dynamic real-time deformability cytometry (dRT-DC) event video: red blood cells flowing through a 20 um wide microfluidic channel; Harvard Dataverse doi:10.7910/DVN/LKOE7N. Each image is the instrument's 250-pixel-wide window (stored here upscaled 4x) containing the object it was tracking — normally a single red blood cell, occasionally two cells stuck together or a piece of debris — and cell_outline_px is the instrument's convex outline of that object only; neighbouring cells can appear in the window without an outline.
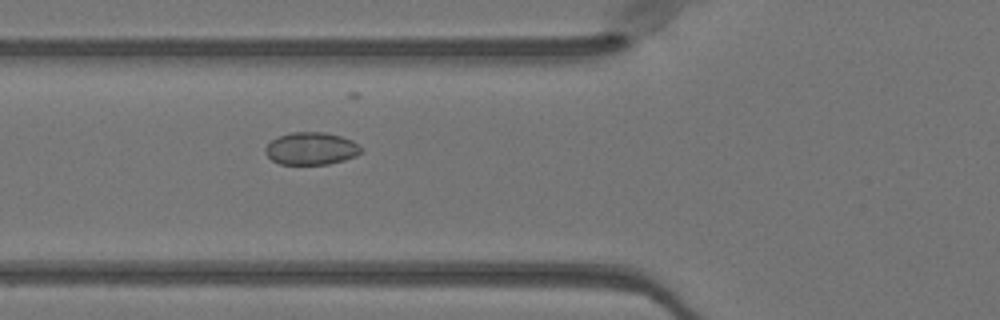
{"species": "Egyptian fruit bat (a non-hibernating species)", "species_latin": "Rousettus aegyptiacus", "temperature_condition": "warm", "stored_images_in_passage": 43, "camera_frame_rate_fps": 3000, "um_per_image_px": 0.085, "animal": {"sex": "female"}, "frame": {"image": 1, "passage_image": 12, "time_ms": 3.667, "image_size_px": [1000, 320], "cell_outline_px": [[364, 152], [356, 156], [344, 160], [328, 164], [280, 164], [272, 160], [264, 152], [264, 148], [272, 140], [280, 136], [292, 132], [324, 132], [340, 136], [352, 140]], "centroid_in_image_um": [26.45, 12.63], "position_along_channel_um": 99.3, "area_um2": 18.03}}
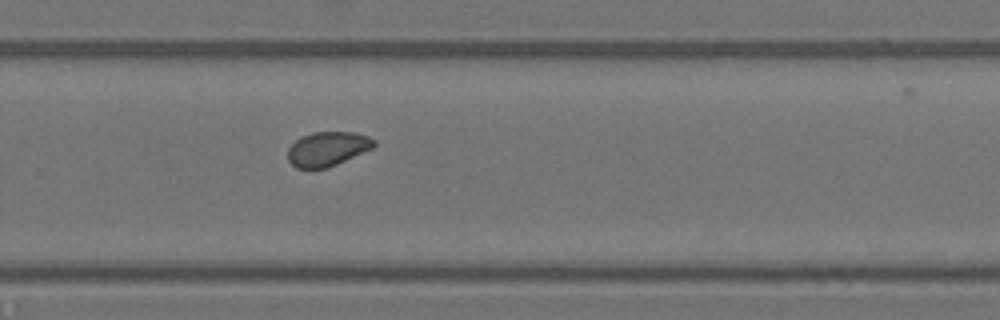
{"frame": {"image": 2, "passage_image": 27, "time_ms": 8.667, "image_size_px": [1000, 320], "cell_outline_px": [[376, 144], [372, 148], [328, 168], [296, 168], [288, 160], [288, 148], [300, 136], [312, 132], [356, 132], [368, 136], [376, 140]], "centroid_in_image_um": [27.83, 12.64], "position_along_channel_um": 302.0, "area_um2": 17.28}}
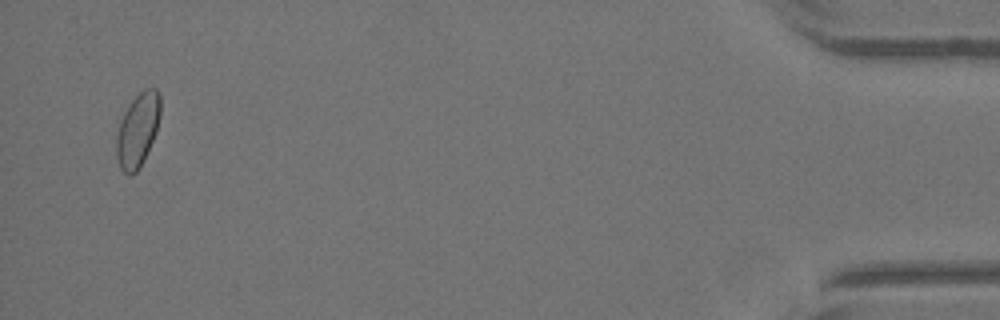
{"frame": {"image": 3, "passage_image": 42, "time_ms": 13.667, "image_size_px": [1000, 320], "cell_outline_px": [[160, 116], [156, 132], [144, 160], [136, 172], [128, 176], [120, 168], [116, 156], [116, 136], [120, 120], [124, 112], [132, 100], [144, 88], [156, 88], [160, 92]], "centroid_in_image_um": [11.7, 11.04], "position_along_channel_um": 423.5, "area_um2": 18.96}, "authors_computed_cell_mechanics": {"area_um2": 17.7446, "velocity_mm_per_s": 4.0643, "shape_relaxation_time_tau1_ms": null, "shape_relaxation_time_tau2_ms": 2.2787, "deformation_change_tau1": null, "deformation_change_tau2": 0.0389}}